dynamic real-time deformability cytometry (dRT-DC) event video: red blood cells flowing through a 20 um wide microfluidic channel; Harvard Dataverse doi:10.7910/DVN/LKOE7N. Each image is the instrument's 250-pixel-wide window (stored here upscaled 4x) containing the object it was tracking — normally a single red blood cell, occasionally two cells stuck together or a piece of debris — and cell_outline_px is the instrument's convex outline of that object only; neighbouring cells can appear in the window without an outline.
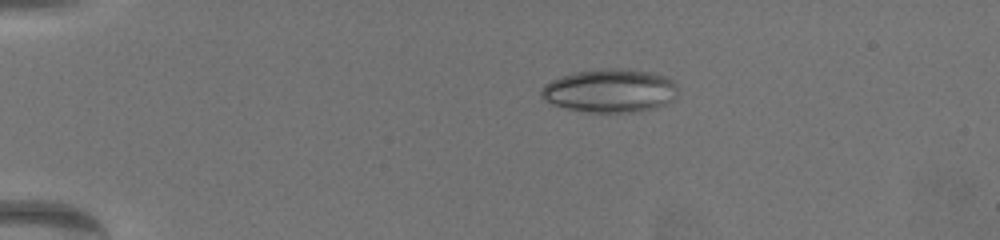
{"species": "common noctule bat (a hibernating species)", "species_latin": "Nyctalus noctula", "temperature_condition": "warm", "stored_images_in_passage": 65, "camera_frame_rate_fps": 3000, "um_per_image_px": 0.085, "animal": {"sex": "female", "body_mass_g": 19.5, "forearm_length_mm": 54.1}, "frame": {"image": 1, "passage_image": 15, "time_ms": 4.667, "image_size_px": [1000, 240], "cell_outline_px": [[676, 88], [672, 100], [664, 104], [652, 108], [636, 112], [588, 112], [568, 108], [556, 104], [540, 96], [540, 92], [544, 84], [552, 80], [576, 72], [600, 68], [628, 68], [652, 72], [664, 76], [672, 80], [676, 84]], "centroid_in_image_um": [51.86, 7.69], "position_along_channel_um": 33.1, "area_um2": 34.22}}
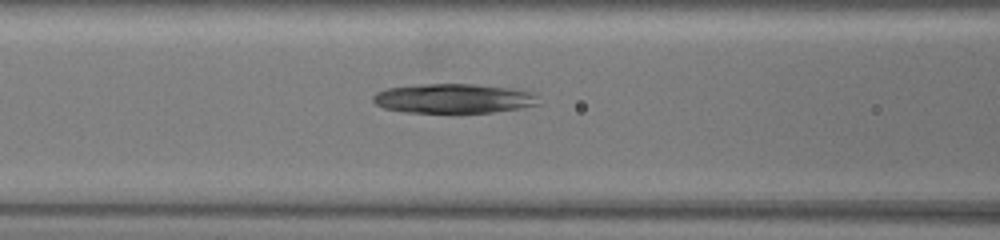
{"frame": {"image": 2, "passage_image": 30, "time_ms": 9.667, "image_size_px": [1000, 240], "cell_outline_px": [[540, 104], [520, 108], [492, 112], [452, 116], [404, 112], [384, 108], [376, 104], [372, 100], [372, 96], [376, 92], [388, 88], [416, 84], [472, 84], [508, 88], [532, 92], [536, 96]], "centroid_in_image_um": [38.5, 8.42], "position_along_channel_um": 128.1, "area_um2": 29.54}}
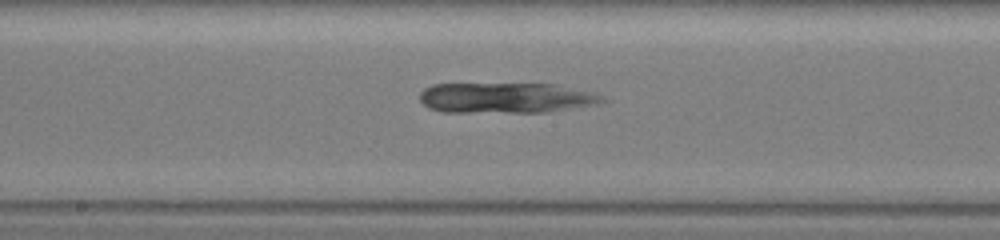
{"frame": {"image": 3, "passage_image": 37, "time_ms": 12.0, "image_size_px": [1000, 240], "cell_outline_px": [[604, 100], [588, 104], [548, 112], [444, 112], [428, 108], [420, 100], [420, 92], [424, 88], [432, 84], [552, 84], [584, 92], [596, 96]], "centroid_in_image_um": [42.76, 8.32], "position_along_channel_um": 205.4, "area_um2": 31.33}}